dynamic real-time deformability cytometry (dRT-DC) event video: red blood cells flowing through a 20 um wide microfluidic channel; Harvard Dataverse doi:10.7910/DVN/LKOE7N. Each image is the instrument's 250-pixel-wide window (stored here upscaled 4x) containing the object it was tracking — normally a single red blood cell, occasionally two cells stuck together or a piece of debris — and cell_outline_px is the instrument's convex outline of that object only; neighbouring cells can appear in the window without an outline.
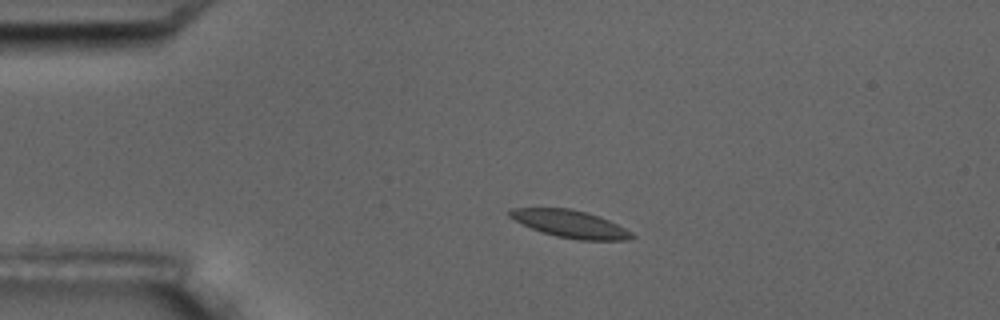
{"species": "common noctule bat (a hibernating species)", "species_latin": "Nyctalus noctula", "temperature_condition": "room temperature", "stored_images_in_passage": 5, "segment_of_instrument_passage": [1, 2], "camera_frame_rate_fps": 3000, "um_per_image_px": 0.085, "animal": {"sex": "male", "body_mass_g": 17.5, "forearm_length_mm": 52.3}, "frame": {"image": 1, "passage_image": 3, "time_ms": 2.333, "image_size_px": [1000, 320], "cell_outline_px": [[636, 236], [628, 240], [580, 240], [556, 236], [532, 228], [508, 216], [508, 212], [512, 208], [572, 208], [608, 220], [632, 232]], "centroid_in_image_um": [48.48, 19.03], "position_along_channel_um": 36.5, "area_um2": 19.13}}